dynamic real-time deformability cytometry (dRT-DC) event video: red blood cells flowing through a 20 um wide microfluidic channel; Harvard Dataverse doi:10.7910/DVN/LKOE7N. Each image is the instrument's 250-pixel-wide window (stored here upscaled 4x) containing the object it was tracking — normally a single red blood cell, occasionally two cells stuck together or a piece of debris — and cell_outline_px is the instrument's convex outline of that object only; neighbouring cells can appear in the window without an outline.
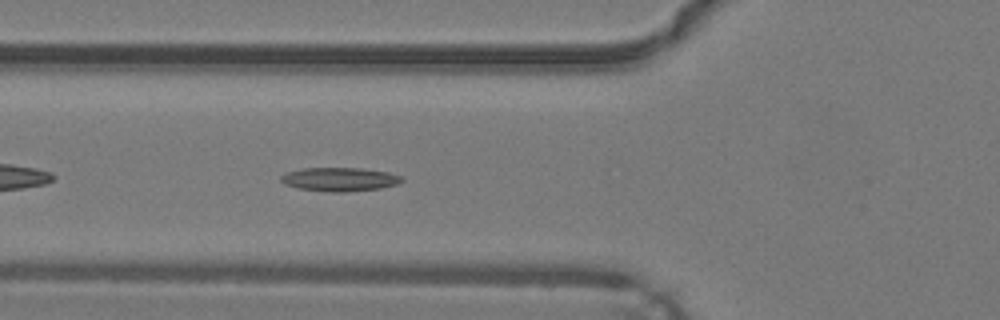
{"species": "common noctule bat (a hibernating species)", "species_latin": "Nyctalus noctula", "temperature_condition": "warm", "stored_images_in_passage": 35, "camera_frame_rate_fps": 3000, "um_per_image_px": 0.085, "animal": {"sex": "male", "body_mass_g": 19.2, "forearm_length_mm": 51.8}, "frame": {"image": 1, "passage_image": 5, "time_ms": 1.333, "image_size_px": [1000, 320], "cell_outline_px": [[404, 180], [396, 184], [380, 188], [344, 192], [328, 192], [300, 188], [284, 184], [280, 180], [280, 176], [288, 172], [304, 168], [364, 168], [388, 172], [400, 176]], "centroid_in_image_um": [28.86, 15.24], "position_along_channel_um": 96.9, "area_um2": 16.59}}
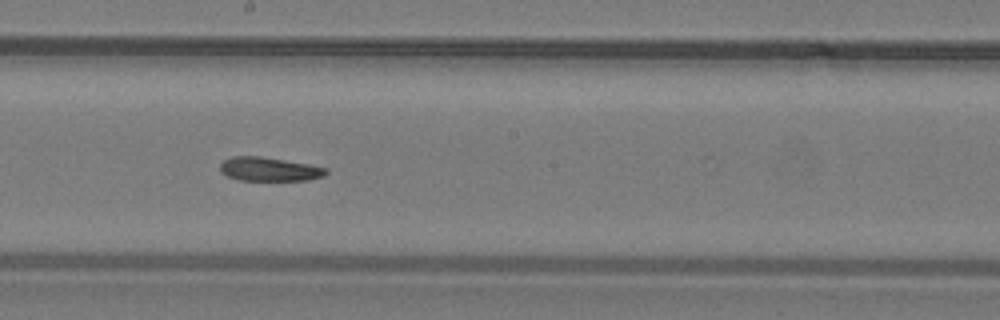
{"frame": {"image": 2, "passage_image": 14, "time_ms": 4.333, "image_size_px": [1000, 320], "cell_outline_px": [[328, 172], [324, 176], [308, 180], [240, 180], [228, 176], [220, 172], [220, 164], [224, 160], [232, 156], [260, 156], [308, 164], [328, 168]], "centroid_in_image_um": [22.89, 14.38], "position_along_channel_um": 225.3, "area_um2": 14.68}}
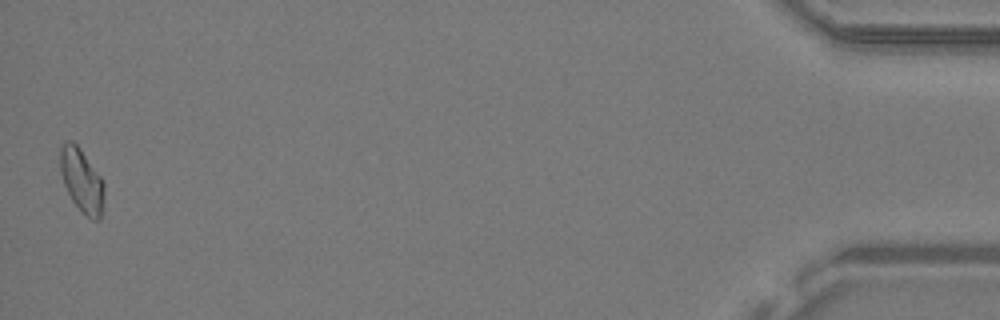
{"frame": {"image": 3, "passage_image": 35, "time_ms": 11.333, "image_size_px": [1000, 320], "cell_outline_px": [[104, 200], [100, 220], [92, 220], [80, 212], [72, 200], [64, 184], [60, 172], [60, 144], [64, 140], [72, 140], [80, 148], [100, 176], [104, 184]], "centroid_in_image_um": [6.94, 15.34], "position_along_channel_um": 428.3, "area_um2": 16.53}, "authors_computed_cell_mechanics": {"area_um2": 15.5482, "velocity_mm_per_s": 4.2594, "shape_relaxation_time_tau1_ms": null, "shape_relaxation_time_tau2_ms": 3.8317, "deformation_change_tau1": null, "deformation_change_tau2": 0.1211}}